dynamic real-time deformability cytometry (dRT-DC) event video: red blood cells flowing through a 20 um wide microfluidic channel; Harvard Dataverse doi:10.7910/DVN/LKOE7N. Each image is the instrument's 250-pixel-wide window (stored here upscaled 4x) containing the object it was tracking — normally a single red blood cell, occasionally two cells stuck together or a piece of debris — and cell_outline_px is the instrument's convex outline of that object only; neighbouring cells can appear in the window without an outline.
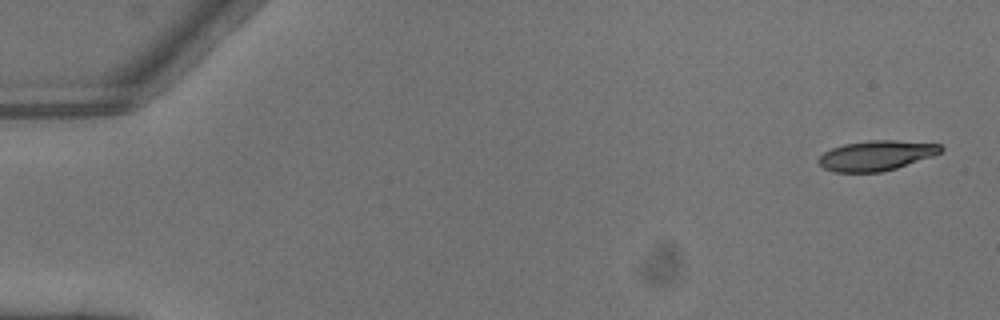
{"species": "common noctule bat (a hibernating species)", "species_latin": "Nyctalus noctula", "temperature_condition": "warm", "stored_images_in_passage": 4, "camera_frame_rate_fps": 3000, "um_per_image_px": 0.085, "animal": {"sex": "male", "body_mass_g": 13.3}, "frame": {"image": 1, "passage_image": 1, "time_ms": 0.0, "image_size_px": [1000, 320], "cell_outline_px": [[944, 148], [940, 152], [932, 156], [896, 168], [880, 172], [832, 172], [824, 168], [816, 160], [824, 152], [832, 148], [844, 144], [868, 140], [896, 140], [940, 144]], "centroid_in_image_um": [74.46, 13.22], "position_along_channel_um": 10.5, "area_um2": 21.33}}